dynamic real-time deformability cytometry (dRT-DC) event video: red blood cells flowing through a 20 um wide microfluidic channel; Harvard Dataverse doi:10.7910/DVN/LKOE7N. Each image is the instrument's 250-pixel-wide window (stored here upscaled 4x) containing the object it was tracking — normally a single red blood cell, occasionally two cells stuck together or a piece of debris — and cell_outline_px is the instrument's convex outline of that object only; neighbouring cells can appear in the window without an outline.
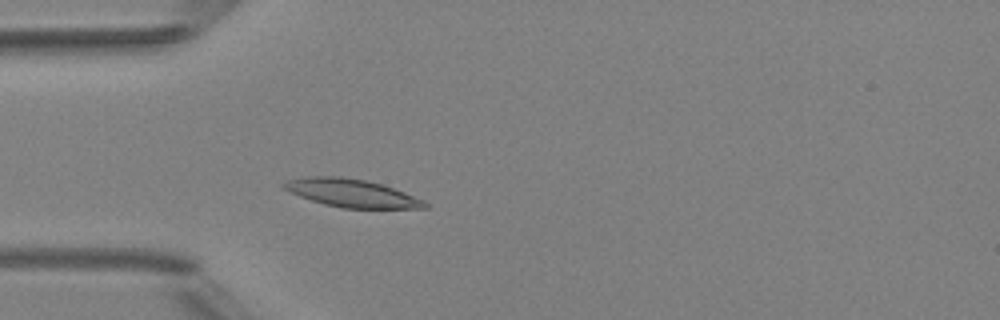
{"species": "Egyptian fruit bat (a non-hibernating species)", "species_latin": "Rousettus aegyptiacus", "temperature_condition": "room temperature", "stored_images_in_passage": 4, "camera_frame_rate_fps": 3000, "um_per_image_px": 0.085, "animal": {"sex": "female"}, "frame": {"image": 1, "passage_image": 4, "time_ms": 3.333, "image_size_px": [1000, 320], "cell_outline_px": [[428, 208], [340, 208], [324, 204], [300, 196], [280, 188], [280, 184], [288, 180], [308, 176], [340, 176], [364, 180], [380, 184], [404, 192], [424, 200], [428, 204]], "centroid_in_image_um": [29.84, 16.41], "position_along_channel_um": 55.2, "area_um2": 22.89}}